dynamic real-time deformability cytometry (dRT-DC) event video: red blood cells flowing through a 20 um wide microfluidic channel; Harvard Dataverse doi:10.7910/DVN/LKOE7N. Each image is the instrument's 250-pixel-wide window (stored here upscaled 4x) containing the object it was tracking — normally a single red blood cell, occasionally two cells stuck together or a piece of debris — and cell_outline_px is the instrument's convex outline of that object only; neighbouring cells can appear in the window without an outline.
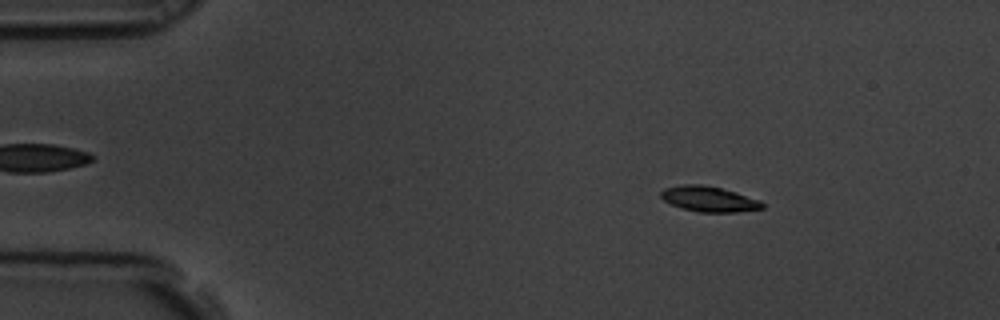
{"species": "common noctule bat (a hibernating species)", "species_latin": "Nyctalus noctula", "temperature_condition": "room temperature", "stored_images_in_passage": 56, "camera_frame_rate_fps": 3000, "um_per_image_px": 0.085, "animal": {"sex": "male", "body_mass_g": 19.5, "forearm_length_mm": 54.6}, "frame": {"image": 1, "passage_image": 6, "time_ms": 1.667, "image_size_px": [1000, 320], "cell_outline_px": [[764, 208], [736, 212], [700, 212], [684, 208], [672, 204], [664, 200], [660, 196], [660, 192], [664, 188], [684, 184], [700, 184], [720, 188], [736, 192], [760, 200], [764, 204]], "centroid_in_image_um": [60.27, 16.91], "position_along_channel_um": 24.7, "area_um2": 14.85}}
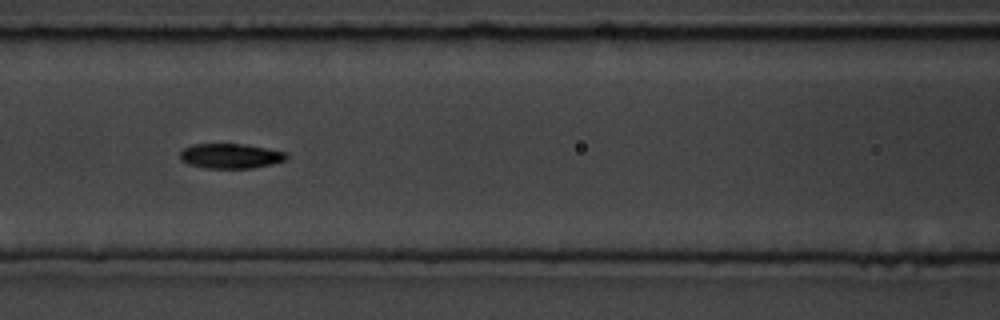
{"frame": {"image": 2, "passage_image": 23, "time_ms": 7.333, "image_size_px": [1000, 320], "cell_outline_px": [[288, 156], [284, 160], [272, 164], [252, 168], [204, 168], [188, 164], [180, 160], [180, 152], [184, 148], [192, 144], [244, 144], [284, 152]], "centroid_in_image_um": [19.54, 13.26], "position_along_channel_um": 147.1, "area_um2": 15.32}}
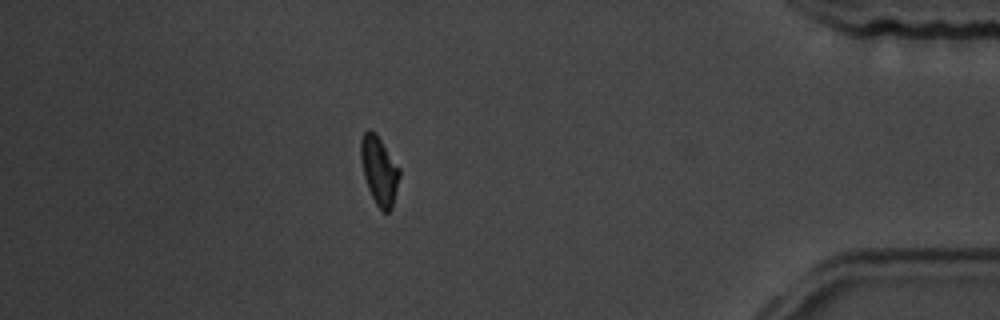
{"frame": {"image": 3, "passage_image": 49, "time_ms": 16.0, "image_size_px": [1000, 320], "cell_outline_px": [[400, 176], [392, 208], [388, 212], [384, 212], [376, 204], [368, 188], [364, 176], [360, 156], [360, 140], [364, 132], [368, 128], [376, 132], [400, 168]], "centroid_in_image_um": [32.23, 14.45], "position_along_channel_um": 403.0, "area_um2": 15.49}, "authors_computed_cell_mechanics": {"area_um2": 15.317, "velocity_mm_per_s": 3.4588, "shape_relaxation_time_tau1_ms": 3.4336, "shape_relaxation_time_tau2_ms": 6.7029, "deformation_change_tau1": 0.1251, "deformation_change_tau2": 0.1185}}